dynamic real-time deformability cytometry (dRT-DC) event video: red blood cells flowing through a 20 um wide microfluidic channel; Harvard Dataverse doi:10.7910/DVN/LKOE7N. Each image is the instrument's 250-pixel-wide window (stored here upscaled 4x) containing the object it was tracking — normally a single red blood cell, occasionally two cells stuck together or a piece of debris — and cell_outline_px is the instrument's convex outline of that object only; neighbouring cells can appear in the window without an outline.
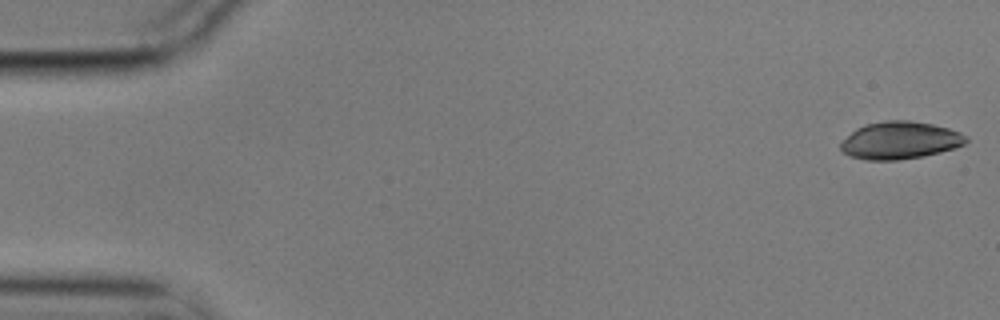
{"species": "common noctule bat (a hibernating species)", "species_latin": "Nyctalus noctula", "temperature_condition": "cold", "stored_images_in_passage": 5, "camera_frame_rate_fps": 3000, "um_per_image_px": 0.085, "animal": {"sex": "male", "body_mass_g": 17.9}, "frame": {"image": 1, "passage_image": 1, "time_ms": 0.0, "image_size_px": [1000, 320], "cell_outline_px": [[968, 140], [964, 144], [956, 148], [924, 156], [896, 160], [864, 160], [848, 156], [840, 148], [840, 144], [856, 128], [864, 124], [884, 120], [908, 120], [932, 124], [948, 128], [960, 132], [968, 136]], "centroid_in_image_um": [76.51, 11.93], "position_along_channel_um": 8.5, "area_um2": 27.51}}
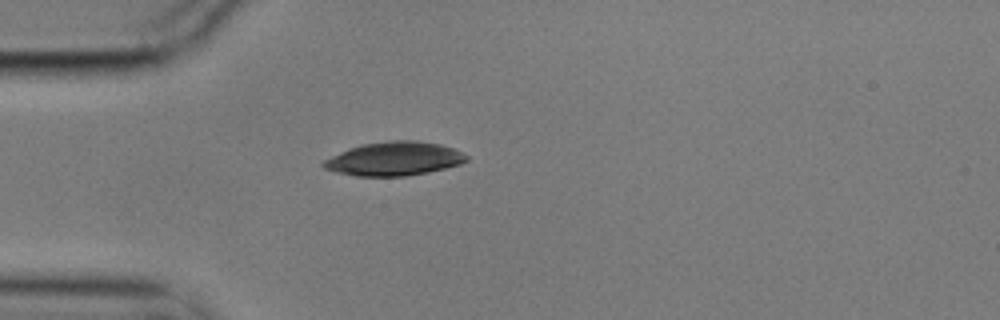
{"frame": {"image": 2, "passage_image": 5, "time_ms": 1.333, "image_size_px": [1000, 320], "cell_outline_px": [[468, 160], [460, 164], [428, 172], [404, 176], [356, 176], [336, 172], [324, 168], [320, 164], [324, 160], [340, 152], [360, 144], [392, 140], [416, 140], [440, 144], [452, 148], [468, 156]], "centroid_in_image_um": [33.48, 13.49], "position_along_channel_um": 51.5, "area_um2": 28.03}}